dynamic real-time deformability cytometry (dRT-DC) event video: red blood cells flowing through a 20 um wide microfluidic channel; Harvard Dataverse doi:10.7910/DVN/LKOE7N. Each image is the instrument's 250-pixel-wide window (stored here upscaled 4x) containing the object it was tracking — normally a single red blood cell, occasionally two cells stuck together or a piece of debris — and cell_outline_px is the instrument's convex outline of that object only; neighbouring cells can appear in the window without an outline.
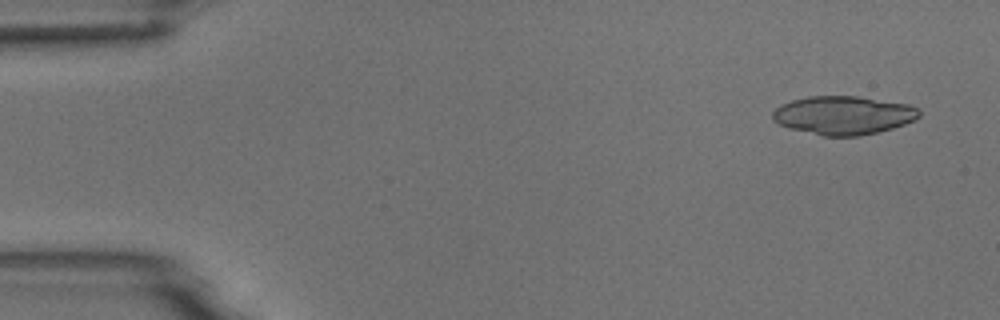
{"species": "common noctule bat (a hibernating species)", "species_latin": "Nyctalus noctula", "temperature_condition": "room temperature", "stored_images_in_passage": 9, "camera_frame_rate_fps": 3000, "um_per_image_px": 0.085, "animal": {"sex": "male", "body_mass_g": 18.8}, "frame": {"image": 1, "passage_image": 1, "time_ms": 0.0, "image_size_px": [1000, 320], "cell_outline_px": [[920, 116], [916, 120], [892, 128], [860, 136], [824, 136], [788, 128], [772, 120], [772, 112], [780, 104], [792, 100], [808, 96], [856, 96], [908, 104], [920, 108]], "centroid_in_image_um": [71.68, 9.79], "position_along_channel_um": 13.3, "area_um2": 33.0}}
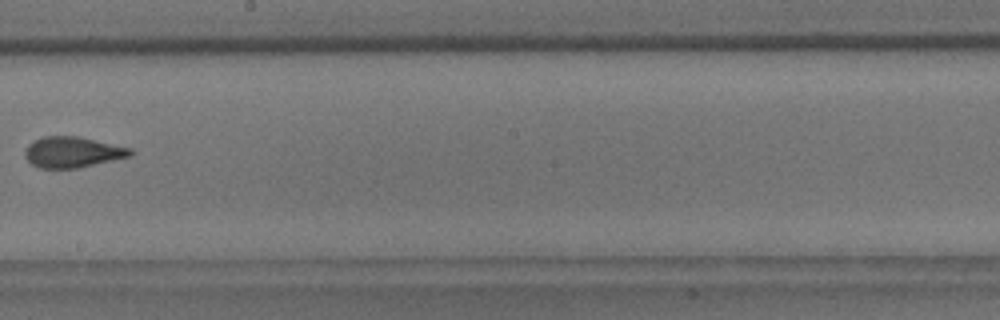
{"frame": {"image": 2, "passage_image": 8, "time_ms": 2.333, "image_size_px": [1000, 320], "cell_outline_px": [[132, 156], [80, 168], [40, 168], [32, 164], [24, 156], [24, 152], [28, 144], [44, 136], [76, 136], [132, 148]], "centroid_in_image_um": [6.17, 12.94], "position_along_channel_um": 242.0, "area_um2": 18.9}}
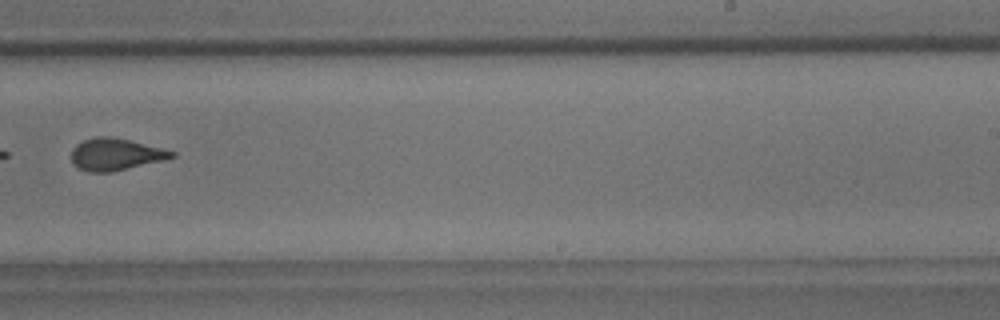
{"frame": {"image": 3, "passage_image": 9, "time_ms": 2.667, "image_size_px": [1000, 320], "cell_outline_px": [[176, 156], [164, 160], [112, 172], [88, 172], [72, 164], [72, 148], [76, 144], [84, 140], [96, 136], [108, 136], [128, 140], [176, 152]], "centroid_in_image_um": [9.8, 13.13], "position_along_channel_um": 279.2, "area_um2": 18.55}}